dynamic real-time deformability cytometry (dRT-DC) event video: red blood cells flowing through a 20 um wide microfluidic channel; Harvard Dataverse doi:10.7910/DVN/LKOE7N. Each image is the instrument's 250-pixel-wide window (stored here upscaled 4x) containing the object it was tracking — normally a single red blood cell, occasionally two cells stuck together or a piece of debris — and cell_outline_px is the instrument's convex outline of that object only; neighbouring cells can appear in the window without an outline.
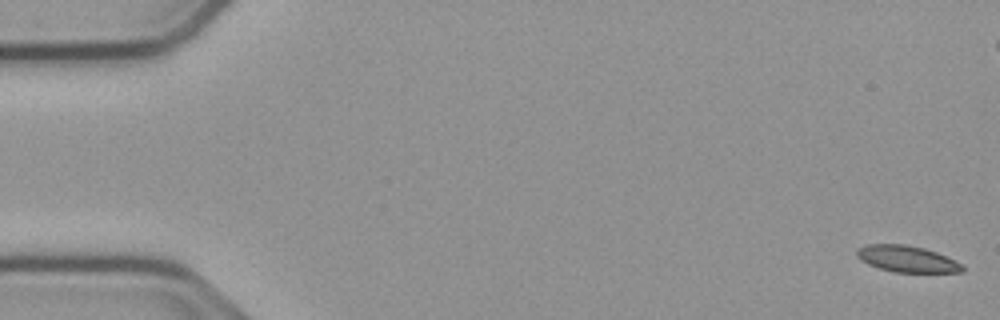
{"species": "common noctule bat (a hibernating species)", "species_latin": "Nyctalus noctula", "temperature_condition": "cold", "stored_images_in_passage": 56, "camera_frame_rate_fps": 3000, "um_per_image_px": 0.085, "animal": {"sex": "male", "body_mass_g": 23.1, "forearm_length_mm": 52.7}, "frame": {"image": 1, "passage_image": 1, "time_ms": 0.0, "image_size_px": [1000, 320], "cell_outline_px": [[964, 272], [892, 272], [868, 264], [860, 260], [856, 256], [856, 248], [868, 244], [904, 244], [924, 248], [936, 252], [964, 264]], "centroid_in_image_um": [77.08, 22.0], "position_along_channel_um": 7.9, "area_um2": 16.36}}
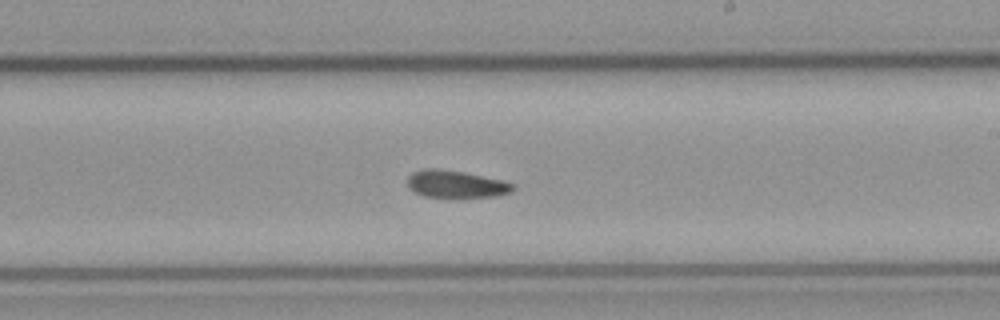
{"frame": {"image": 2, "passage_image": 32, "time_ms": 10.333, "image_size_px": [1000, 320], "cell_outline_px": [[516, 188], [512, 192], [496, 196], [464, 200], [452, 200], [424, 196], [408, 188], [408, 176], [412, 172], [424, 168], [436, 168], [464, 172], [504, 180], [516, 184]], "centroid_in_image_um": [38.81, 15.7], "position_along_channel_um": 250.2, "area_um2": 17.92}}
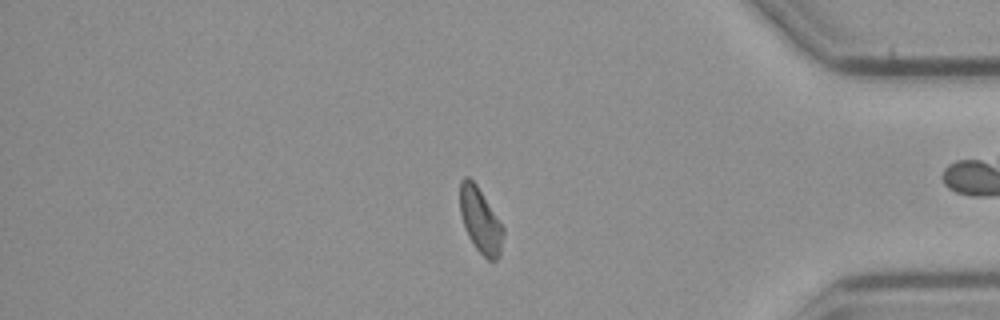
{"frame": {"image": 3, "passage_image": 46, "time_ms": 15.0, "image_size_px": [1000, 320], "cell_outline_px": [[504, 236], [500, 256], [496, 260], [488, 260], [476, 248], [468, 236], [460, 212], [460, 180], [464, 176], [468, 176], [476, 184], [504, 228]], "centroid_in_image_um": [40.84, 18.74], "position_along_channel_um": 394.4, "area_um2": 16.24}}